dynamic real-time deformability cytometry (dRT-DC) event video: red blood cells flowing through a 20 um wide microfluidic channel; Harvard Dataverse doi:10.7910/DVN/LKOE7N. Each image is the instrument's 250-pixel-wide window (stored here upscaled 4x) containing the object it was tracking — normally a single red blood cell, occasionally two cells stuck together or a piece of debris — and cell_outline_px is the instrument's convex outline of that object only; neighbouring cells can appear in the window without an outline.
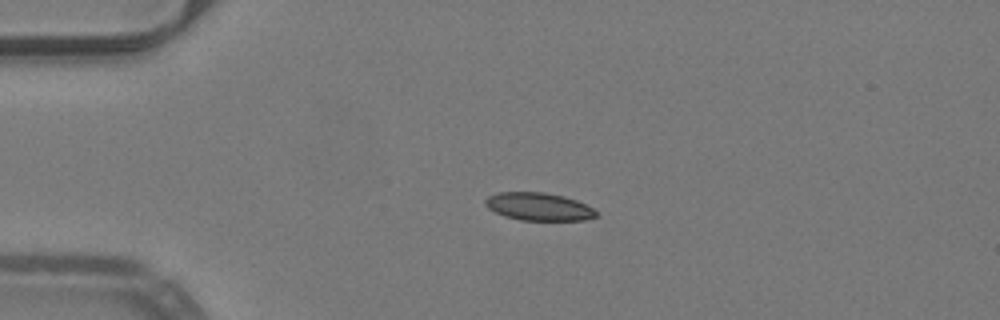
{"species": "common noctule bat (a hibernating species)", "species_latin": "Nyctalus noctula", "temperature_condition": "warm", "stored_images_in_passage": 40, "camera_frame_rate_fps": 3000, "um_per_image_px": 0.085, "animal": {"sex": "male", "body_mass_g": 19.2, "forearm_length_mm": 51.8}, "frame": {"image": 1, "passage_image": 1, "time_ms": 0.0, "image_size_px": [1000, 320], "cell_outline_px": [[596, 216], [584, 220], [520, 220], [504, 216], [488, 208], [484, 204], [484, 200], [488, 196], [496, 192], [544, 192], [564, 196], [576, 200], [592, 208], [596, 212]], "centroid_in_image_um": [45.74, 17.55], "position_along_channel_um": 39.3, "area_um2": 17.92}}
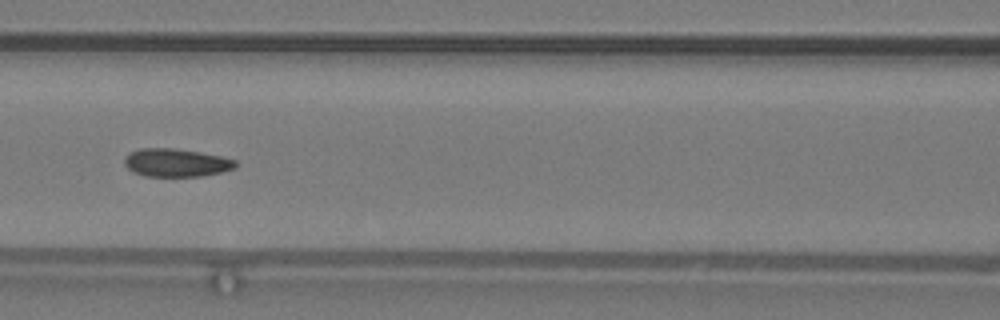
{"frame": {"image": 2, "passage_image": 12, "time_ms": 3.667, "image_size_px": [1000, 320], "cell_outline_px": [[236, 168], [220, 172], [200, 176], [144, 176], [132, 172], [124, 164], [124, 156], [128, 152], [140, 148], [172, 148], [200, 152], [220, 156], [236, 160]], "centroid_in_image_um": [14.92, 13.82], "position_along_channel_um": 151.7, "area_um2": 18.26}}
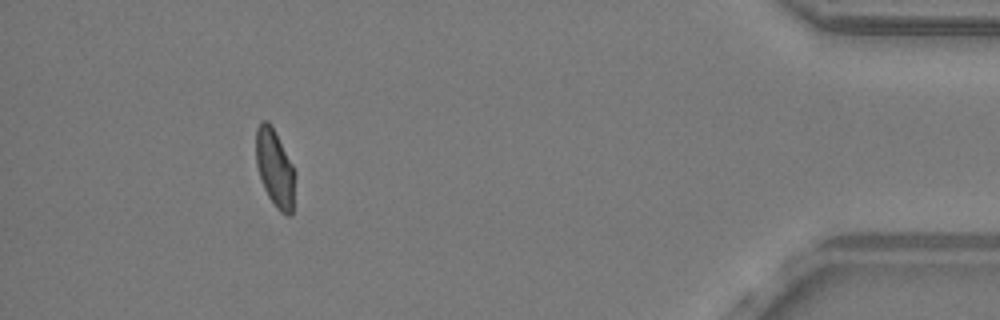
{"frame": {"image": 3, "passage_image": 36, "time_ms": 11.667, "image_size_px": [1000, 320], "cell_outline_px": [[296, 172], [292, 216], [288, 216], [280, 212], [276, 208], [268, 196], [264, 188], [256, 164], [256, 128], [260, 120], [268, 120], [272, 124]], "centroid_in_image_um": [23.38, 14.28], "position_along_channel_um": 411.8, "area_um2": 17.98}, "authors_computed_cell_mechanics": {"area_um2": 18.2937, "velocity_mm_per_s": 3.9978, "shape_relaxation_time_tau1_ms": 8.8536, "shape_relaxation_time_tau2_ms": 1.1682, "deformation_change_tau1": 0.2041, "deformation_change_tau2": 0.0699}}